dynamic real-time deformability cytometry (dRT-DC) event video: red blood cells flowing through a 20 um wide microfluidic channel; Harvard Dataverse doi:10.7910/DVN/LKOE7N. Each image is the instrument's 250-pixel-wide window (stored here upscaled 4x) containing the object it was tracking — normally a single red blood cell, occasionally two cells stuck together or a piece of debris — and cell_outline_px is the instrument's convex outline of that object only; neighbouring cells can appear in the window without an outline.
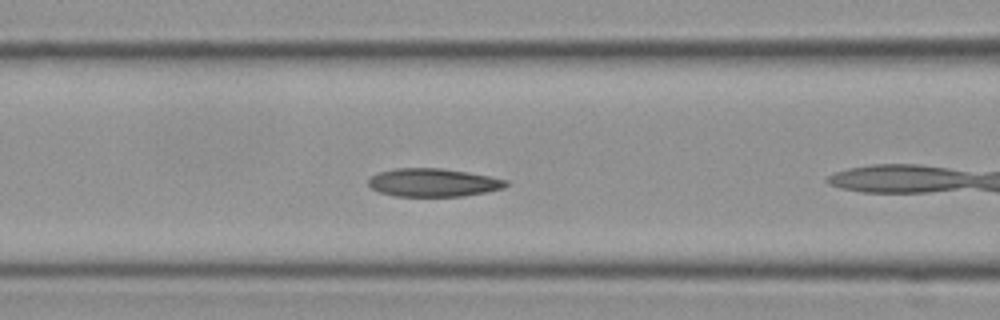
{"species": "Egyptian fruit bat (a non-hibernating species)", "species_latin": "Rousettus aegyptiacus", "temperature_condition": "cold", "stored_images_in_passage": 22, "camera_frame_rate_fps": 3000, "um_per_image_px": 0.085, "frame": {"image": 1, "passage_image": 7, "time_ms": 2.0, "image_size_px": [1000, 320], "cell_outline_px": [[508, 184], [504, 188], [464, 196], [396, 196], [380, 192], [372, 188], [368, 184], [368, 180], [372, 176], [380, 172], [396, 168], [440, 168], [468, 172], [508, 180]], "centroid_in_image_um": [36.83, 15.51], "position_along_channel_um": 129.8, "area_um2": 22.43}}
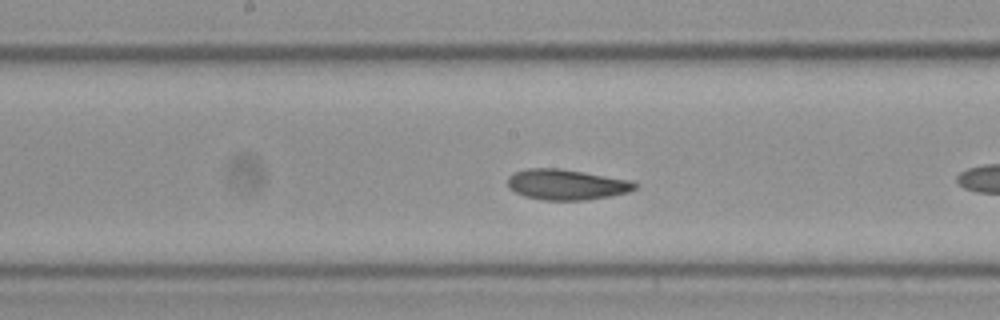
{"frame": {"image": 2, "passage_image": 13, "time_ms": 4.0, "image_size_px": [1000, 320], "cell_outline_px": [[640, 184], [636, 188], [628, 192], [588, 200], [544, 200], [524, 196], [508, 188], [508, 176], [516, 172], [528, 168], [560, 168], [632, 180]], "centroid_in_image_um": [48.17, 15.68], "position_along_channel_um": 200.0, "area_um2": 22.72}}
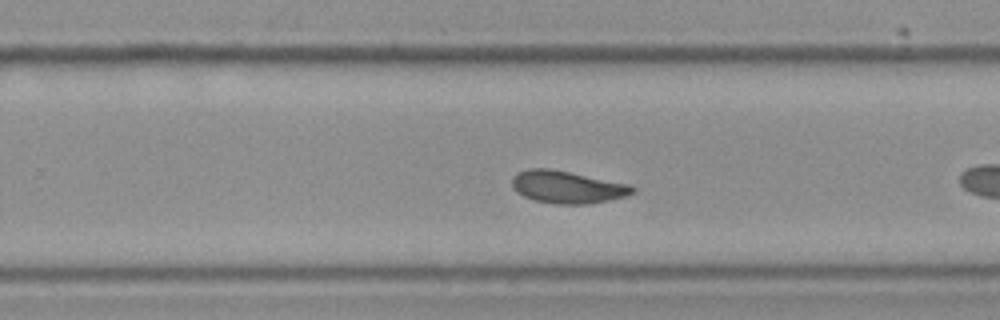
{"frame": {"image": 3, "passage_image": 20, "time_ms": 6.333, "image_size_px": [1000, 320], "cell_outline_px": [[636, 192], [628, 196], [588, 204], [552, 204], [532, 200], [516, 192], [512, 188], [512, 176], [516, 172], [528, 168], [552, 168], [632, 184], [636, 188]], "centroid_in_image_um": [48.23, 15.89], "position_along_channel_um": 281.6, "area_um2": 23.41}}